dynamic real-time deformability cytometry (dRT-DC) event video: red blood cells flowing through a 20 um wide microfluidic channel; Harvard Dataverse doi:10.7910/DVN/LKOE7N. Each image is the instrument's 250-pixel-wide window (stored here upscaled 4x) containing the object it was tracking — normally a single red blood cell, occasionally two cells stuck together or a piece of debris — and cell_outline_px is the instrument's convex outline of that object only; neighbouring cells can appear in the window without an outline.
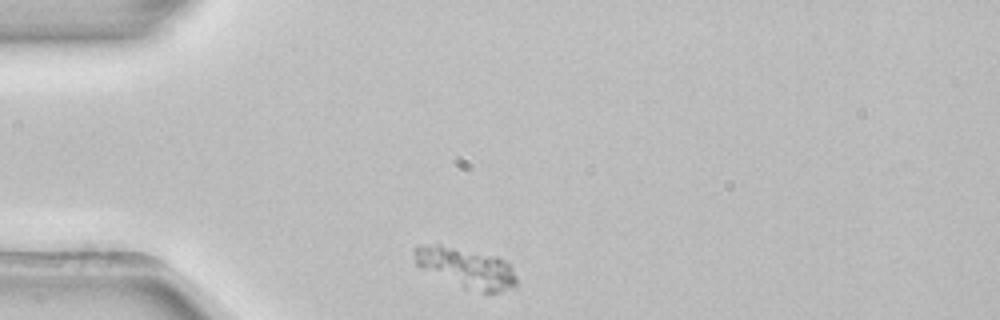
{"species": "common noctule bat (a hibernating species)", "species_latin": "Nyctalus noctula", "temperature_condition": "room temperature", "stored_images_in_passage": 32, "camera_frame_rate_fps": 3000, "um_per_image_px": 0.085, "animal": {"sex": "female", "body_mass_g": 22.7, "forearm_length_mm": 54.2}, "frame": {"image": 1, "passage_image": 1, "time_ms": 0.0, "image_size_px": [1000, 320], "cell_outline_px": [[516, 288], [500, 292], [484, 292], [464, 288], [416, 264], [412, 252], [420, 244], [440, 244], [496, 256], [504, 260], [512, 268], [516, 276]], "centroid_in_image_um": [39.66, 22.75], "position_along_channel_um": 45.3, "area_um2": 23.58}}